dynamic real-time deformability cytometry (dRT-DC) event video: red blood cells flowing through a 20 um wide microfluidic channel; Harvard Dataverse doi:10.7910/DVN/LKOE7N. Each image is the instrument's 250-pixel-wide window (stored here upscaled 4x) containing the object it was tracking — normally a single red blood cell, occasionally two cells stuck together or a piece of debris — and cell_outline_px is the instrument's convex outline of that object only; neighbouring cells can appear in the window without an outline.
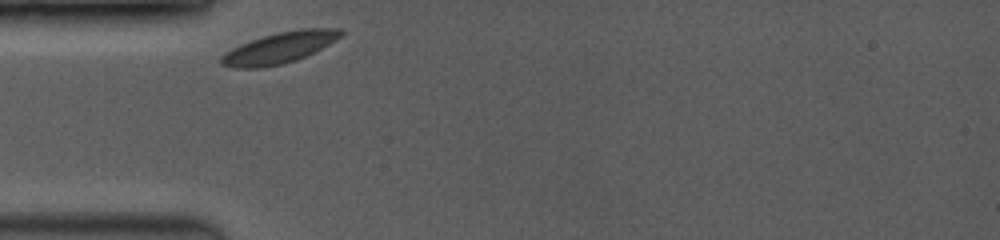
{"species": "common noctule bat (a hibernating species)", "species_latin": "Nyctalus noctula", "temperature_condition": "room temperature", "stored_images_in_passage": 7, "camera_frame_rate_fps": 3500, "um_per_image_px": 0.085, "animal": {"sex": "female", "body_mass_g": 19.0, "forearm_length_mm": 53.3}, "frame": {"image": 1, "passage_image": 1, "time_ms": 0.0, "image_size_px": [1000, 240], "cell_outline_px": [[344, 32], [336, 40], [296, 60], [284, 64], [260, 68], [232, 68], [220, 64], [220, 56], [232, 48], [240, 44], [276, 32], [300, 28], [344, 28]], "centroid_in_image_um": [23.74, 4.05], "position_along_channel_um": 61.3, "area_um2": 21.68}}
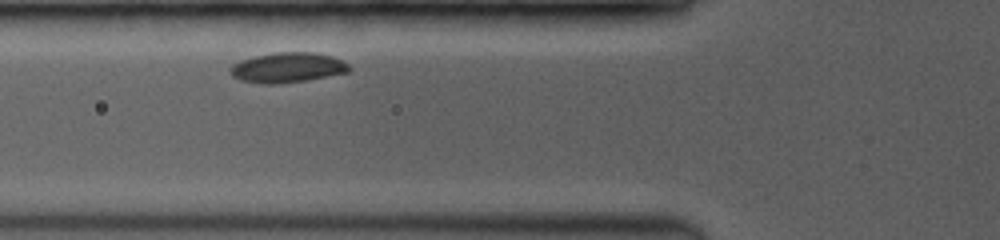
{"frame": {"image": 2, "passage_image": 6, "time_ms": 1.143, "image_size_px": [1000, 240], "cell_outline_px": [[352, 68], [348, 72], [308, 80], [276, 84], [260, 84], [240, 80], [232, 76], [232, 64], [240, 60], [256, 56], [276, 52], [316, 52], [332, 56], [348, 64]], "centroid_in_image_um": [24.46, 5.74], "position_along_channel_um": 101.3, "area_um2": 20.81}}